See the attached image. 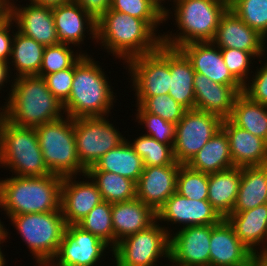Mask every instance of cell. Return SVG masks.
Masks as SVG:
<instances>
[{
	"label": "cell",
	"instance_id": "6da1fadb",
	"mask_svg": "<svg viewBox=\"0 0 267 266\" xmlns=\"http://www.w3.org/2000/svg\"><path fill=\"white\" fill-rule=\"evenodd\" d=\"M10 87L9 97L0 106V115L9 123L36 128L66 116L63 104L50 92L43 77H16Z\"/></svg>",
	"mask_w": 267,
	"mask_h": 266
},
{
	"label": "cell",
	"instance_id": "7a4b0ae2",
	"mask_svg": "<svg viewBox=\"0 0 267 266\" xmlns=\"http://www.w3.org/2000/svg\"><path fill=\"white\" fill-rule=\"evenodd\" d=\"M96 43L122 60L156 51L162 38L142 19L109 9L96 23Z\"/></svg>",
	"mask_w": 267,
	"mask_h": 266
},
{
	"label": "cell",
	"instance_id": "3957f363",
	"mask_svg": "<svg viewBox=\"0 0 267 266\" xmlns=\"http://www.w3.org/2000/svg\"><path fill=\"white\" fill-rule=\"evenodd\" d=\"M90 54H83L74 63V78L68 100L63 104L65 115L76 119L110 116L116 103L108 74Z\"/></svg>",
	"mask_w": 267,
	"mask_h": 266
},
{
	"label": "cell",
	"instance_id": "277c9868",
	"mask_svg": "<svg viewBox=\"0 0 267 266\" xmlns=\"http://www.w3.org/2000/svg\"><path fill=\"white\" fill-rule=\"evenodd\" d=\"M169 1L173 3V8L165 6L164 23L174 16L178 30L174 34L170 30L166 34L163 32L162 45L175 49L192 42H212L220 19L229 8V0Z\"/></svg>",
	"mask_w": 267,
	"mask_h": 266
},
{
	"label": "cell",
	"instance_id": "5b68a950",
	"mask_svg": "<svg viewBox=\"0 0 267 266\" xmlns=\"http://www.w3.org/2000/svg\"><path fill=\"white\" fill-rule=\"evenodd\" d=\"M63 177L49 174L40 177L9 175L0 179V209L7 218L29 213L60 210Z\"/></svg>",
	"mask_w": 267,
	"mask_h": 266
},
{
	"label": "cell",
	"instance_id": "8992f818",
	"mask_svg": "<svg viewBox=\"0 0 267 266\" xmlns=\"http://www.w3.org/2000/svg\"><path fill=\"white\" fill-rule=\"evenodd\" d=\"M14 176L40 177L51 174L47 168L35 128L19 127L0 115V169Z\"/></svg>",
	"mask_w": 267,
	"mask_h": 266
},
{
	"label": "cell",
	"instance_id": "52a82bcc",
	"mask_svg": "<svg viewBox=\"0 0 267 266\" xmlns=\"http://www.w3.org/2000/svg\"><path fill=\"white\" fill-rule=\"evenodd\" d=\"M7 219L11 220L10 224L38 264L34 266H47L56 255L66 231L67 223L61 211L22 214Z\"/></svg>",
	"mask_w": 267,
	"mask_h": 266
},
{
	"label": "cell",
	"instance_id": "ba28073f",
	"mask_svg": "<svg viewBox=\"0 0 267 266\" xmlns=\"http://www.w3.org/2000/svg\"><path fill=\"white\" fill-rule=\"evenodd\" d=\"M35 130L44 162L51 174L67 177L86 173L87 169L77 155L73 118L66 115Z\"/></svg>",
	"mask_w": 267,
	"mask_h": 266
},
{
	"label": "cell",
	"instance_id": "9c48e42d",
	"mask_svg": "<svg viewBox=\"0 0 267 266\" xmlns=\"http://www.w3.org/2000/svg\"><path fill=\"white\" fill-rule=\"evenodd\" d=\"M170 236L156 220L147 229L119 241L112 250L113 266H158L169 263Z\"/></svg>",
	"mask_w": 267,
	"mask_h": 266
},
{
	"label": "cell",
	"instance_id": "30bf717a",
	"mask_svg": "<svg viewBox=\"0 0 267 266\" xmlns=\"http://www.w3.org/2000/svg\"><path fill=\"white\" fill-rule=\"evenodd\" d=\"M128 69L130 88L135 92L136 105L147 97L169 94L170 47L161 45L156 51L136 56L125 64Z\"/></svg>",
	"mask_w": 267,
	"mask_h": 266
},
{
	"label": "cell",
	"instance_id": "8fae6325",
	"mask_svg": "<svg viewBox=\"0 0 267 266\" xmlns=\"http://www.w3.org/2000/svg\"><path fill=\"white\" fill-rule=\"evenodd\" d=\"M104 117L74 119L76 150L80 163L88 169L104 154L126 140L119 128ZM117 128V129H116Z\"/></svg>",
	"mask_w": 267,
	"mask_h": 266
},
{
	"label": "cell",
	"instance_id": "7c38bea8",
	"mask_svg": "<svg viewBox=\"0 0 267 266\" xmlns=\"http://www.w3.org/2000/svg\"><path fill=\"white\" fill-rule=\"evenodd\" d=\"M222 122L223 119L218 115L197 109L186 110L176 124L173 144L175 161L186 165L218 132Z\"/></svg>",
	"mask_w": 267,
	"mask_h": 266
},
{
	"label": "cell",
	"instance_id": "4fadbf2b",
	"mask_svg": "<svg viewBox=\"0 0 267 266\" xmlns=\"http://www.w3.org/2000/svg\"><path fill=\"white\" fill-rule=\"evenodd\" d=\"M112 250L103 240L78 225H67L58 251L47 266H97L106 253L112 254Z\"/></svg>",
	"mask_w": 267,
	"mask_h": 266
},
{
	"label": "cell",
	"instance_id": "5bb4252c",
	"mask_svg": "<svg viewBox=\"0 0 267 266\" xmlns=\"http://www.w3.org/2000/svg\"><path fill=\"white\" fill-rule=\"evenodd\" d=\"M222 219L208 200L189 199L177 192L173 193L156 213V220L161 225L166 223L162 226L169 236L175 229L177 230V226H180L178 229H182L195 225H213ZM169 225L172 227L175 225V228L170 229Z\"/></svg>",
	"mask_w": 267,
	"mask_h": 266
},
{
	"label": "cell",
	"instance_id": "9a60e30c",
	"mask_svg": "<svg viewBox=\"0 0 267 266\" xmlns=\"http://www.w3.org/2000/svg\"><path fill=\"white\" fill-rule=\"evenodd\" d=\"M212 225H195L178 229L170 235L171 266H210Z\"/></svg>",
	"mask_w": 267,
	"mask_h": 266
},
{
	"label": "cell",
	"instance_id": "2e32d148",
	"mask_svg": "<svg viewBox=\"0 0 267 266\" xmlns=\"http://www.w3.org/2000/svg\"><path fill=\"white\" fill-rule=\"evenodd\" d=\"M79 176L80 178L78 175L67 176L62 180L60 210L67 225H77L96 205L103 201L101 193L91 177L87 173L82 174V177ZM81 178L83 181L80 180Z\"/></svg>",
	"mask_w": 267,
	"mask_h": 266
},
{
	"label": "cell",
	"instance_id": "e0dca14e",
	"mask_svg": "<svg viewBox=\"0 0 267 266\" xmlns=\"http://www.w3.org/2000/svg\"><path fill=\"white\" fill-rule=\"evenodd\" d=\"M212 42L219 48H232L252 53L257 59L267 55L265 53L267 39L250 28L229 8L222 15Z\"/></svg>",
	"mask_w": 267,
	"mask_h": 266
},
{
	"label": "cell",
	"instance_id": "ac0fdd59",
	"mask_svg": "<svg viewBox=\"0 0 267 266\" xmlns=\"http://www.w3.org/2000/svg\"><path fill=\"white\" fill-rule=\"evenodd\" d=\"M209 246L210 266H253L259 260L239 240L226 218L212 225Z\"/></svg>",
	"mask_w": 267,
	"mask_h": 266
},
{
	"label": "cell",
	"instance_id": "d6986e66",
	"mask_svg": "<svg viewBox=\"0 0 267 266\" xmlns=\"http://www.w3.org/2000/svg\"><path fill=\"white\" fill-rule=\"evenodd\" d=\"M27 3L14 4L6 12L14 20L17 31L44 46L59 44L52 8Z\"/></svg>",
	"mask_w": 267,
	"mask_h": 266
},
{
	"label": "cell",
	"instance_id": "ffe728a7",
	"mask_svg": "<svg viewBox=\"0 0 267 266\" xmlns=\"http://www.w3.org/2000/svg\"><path fill=\"white\" fill-rule=\"evenodd\" d=\"M181 165L175 161L172 165L144 166L136 183V198L157 213L176 192L177 173Z\"/></svg>",
	"mask_w": 267,
	"mask_h": 266
},
{
	"label": "cell",
	"instance_id": "44dd1931",
	"mask_svg": "<svg viewBox=\"0 0 267 266\" xmlns=\"http://www.w3.org/2000/svg\"><path fill=\"white\" fill-rule=\"evenodd\" d=\"M52 13L59 43L77 46L76 48L79 47L80 52H82L81 45L84 44L85 38L89 35L88 39L90 38L96 44L97 21L79 4L72 1L56 6L52 8Z\"/></svg>",
	"mask_w": 267,
	"mask_h": 266
},
{
	"label": "cell",
	"instance_id": "7402d4cb",
	"mask_svg": "<svg viewBox=\"0 0 267 266\" xmlns=\"http://www.w3.org/2000/svg\"><path fill=\"white\" fill-rule=\"evenodd\" d=\"M195 109L228 119L232 113L236 97L243 92V85H222L205 75L195 72Z\"/></svg>",
	"mask_w": 267,
	"mask_h": 266
},
{
	"label": "cell",
	"instance_id": "603a6c76",
	"mask_svg": "<svg viewBox=\"0 0 267 266\" xmlns=\"http://www.w3.org/2000/svg\"><path fill=\"white\" fill-rule=\"evenodd\" d=\"M226 219L239 240L258 259L267 258V203L247 211L232 212Z\"/></svg>",
	"mask_w": 267,
	"mask_h": 266
},
{
	"label": "cell",
	"instance_id": "cb8c5ba5",
	"mask_svg": "<svg viewBox=\"0 0 267 266\" xmlns=\"http://www.w3.org/2000/svg\"><path fill=\"white\" fill-rule=\"evenodd\" d=\"M196 73L222 85H242L224 63L221 50L213 42H192L178 48Z\"/></svg>",
	"mask_w": 267,
	"mask_h": 266
},
{
	"label": "cell",
	"instance_id": "d4e9b609",
	"mask_svg": "<svg viewBox=\"0 0 267 266\" xmlns=\"http://www.w3.org/2000/svg\"><path fill=\"white\" fill-rule=\"evenodd\" d=\"M227 135L234 167L267 164V142L223 119L221 127Z\"/></svg>",
	"mask_w": 267,
	"mask_h": 266
},
{
	"label": "cell",
	"instance_id": "484cf974",
	"mask_svg": "<svg viewBox=\"0 0 267 266\" xmlns=\"http://www.w3.org/2000/svg\"><path fill=\"white\" fill-rule=\"evenodd\" d=\"M114 247L127 236L147 229L156 221V213L138 198L112 203Z\"/></svg>",
	"mask_w": 267,
	"mask_h": 266
},
{
	"label": "cell",
	"instance_id": "4316f807",
	"mask_svg": "<svg viewBox=\"0 0 267 266\" xmlns=\"http://www.w3.org/2000/svg\"><path fill=\"white\" fill-rule=\"evenodd\" d=\"M240 181L241 167L208 174V201L222 218L233 211Z\"/></svg>",
	"mask_w": 267,
	"mask_h": 266
},
{
	"label": "cell",
	"instance_id": "83f0119b",
	"mask_svg": "<svg viewBox=\"0 0 267 266\" xmlns=\"http://www.w3.org/2000/svg\"><path fill=\"white\" fill-rule=\"evenodd\" d=\"M194 76L187 57L179 49L170 48L169 95L186 110L195 109Z\"/></svg>",
	"mask_w": 267,
	"mask_h": 266
},
{
	"label": "cell",
	"instance_id": "f1b7e54d",
	"mask_svg": "<svg viewBox=\"0 0 267 266\" xmlns=\"http://www.w3.org/2000/svg\"><path fill=\"white\" fill-rule=\"evenodd\" d=\"M195 171L211 174L234 167L226 132H218L186 164Z\"/></svg>",
	"mask_w": 267,
	"mask_h": 266
},
{
	"label": "cell",
	"instance_id": "f546056e",
	"mask_svg": "<svg viewBox=\"0 0 267 266\" xmlns=\"http://www.w3.org/2000/svg\"><path fill=\"white\" fill-rule=\"evenodd\" d=\"M267 203V164L241 167V181L232 212L253 209Z\"/></svg>",
	"mask_w": 267,
	"mask_h": 266
},
{
	"label": "cell",
	"instance_id": "4dcf8cb0",
	"mask_svg": "<svg viewBox=\"0 0 267 266\" xmlns=\"http://www.w3.org/2000/svg\"><path fill=\"white\" fill-rule=\"evenodd\" d=\"M144 170L142 158L133 150L127 140L104 154L86 171H106L127 177L136 183Z\"/></svg>",
	"mask_w": 267,
	"mask_h": 266
},
{
	"label": "cell",
	"instance_id": "1f68e13d",
	"mask_svg": "<svg viewBox=\"0 0 267 266\" xmlns=\"http://www.w3.org/2000/svg\"><path fill=\"white\" fill-rule=\"evenodd\" d=\"M44 49V45L32 38L24 36L19 31H15L11 56L8 62L10 72L16 70L13 78L38 75L42 64Z\"/></svg>",
	"mask_w": 267,
	"mask_h": 266
},
{
	"label": "cell",
	"instance_id": "d6a6232c",
	"mask_svg": "<svg viewBox=\"0 0 267 266\" xmlns=\"http://www.w3.org/2000/svg\"><path fill=\"white\" fill-rule=\"evenodd\" d=\"M234 125L267 142V106L254 102L243 92L234 102L228 118Z\"/></svg>",
	"mask_w": 267,
	"mask_h": 266
},
{
	"label": "cell",
	"instance_id": "836d02e7",
	"mask_svg": "<svg viewBox=\"0 0 267 266\" xmlns=\"http://www.w3.org/2000/svg\"><path fill=\"white\" fill-rule=\"evenodd\" d=\"M96 183L103 201L117 203L136 198V182L106 171H86Z\"/></svg>",
	"mask_w": 267,
	"mask_h": 266
},
{
	"label": "cell",
	"instance_id": "e575fe53",
	"mask_svg": "<svg viewBox=\"0 0 267 266\" xmlns=\"http://www.w3.org/2000/svg\"><path fill=\"white\" fill-rule=\"evenodd\" d=\"M162 3V0H112L110 9L144 20L162 38L157 29L165 22L166 4Z\"/></svg>",
	"mask_w": 267,
	"mask_h": 266
},
{
	"label": "cell",
	"instance_id": "d590c367",
	"mask_svg": "<svg viewBox=\"0 0 267 266\" xmlns=\"http://www.w3.org/2000/svg\"><path fill=\"white\" fill-rule=\"evenodd\" d=\"M133 150L142 158L144 166H165L175 162L173 144H163L142 133L131 140L126 139Z\"/></svg>",
	"mask_w": 267,
	"mask_h": 266
},
{
	"label": "cell",
	"instance_id": "8d00e7d4",
	"mask_svg": "<svg viewBox=\"0 0 267 266\" xmlns=\"http://www.w3.org/2000/svg\"><path fill=\"white\" fill-rule=\"evenodd\" d=\"M112 203L102 201L96 205L77 225L103 240L114 248V229L112 226Z\"/></svg>",
	"mask_w": 267,
	"mask_h": 266
},
{
	"label": "cell",
	"instance_id": "74e56055",
	"mask_svg": "<svg viewBox=\"0 0 267 266\" xmlns=\"http://www.w3.org/2000/svg\"><path fill=\"white\" fill-rule=\"evenodd\" d=\"M72 47V45L64 43L45 46L42 64L37 76L44 77L45 75L70 68L83 54H88L87 50L86 52H80V50L72 49Z\"/></svg>",
	"mask_w": 267,
	"mask_h": 266
},
{
	"label": "cell",
	"instance_id": "f35d334b",
	"mask_svg": "<svg viewBox=\"0 0 267 266\" xmlns=\"http://www.w3.org/2000/svg\"><path fill=\"white\" fill-rule=\"evenodd\" d=\"M229 9L267 39V0H229Z\"/></svg>",
	"mask_w": 267,
	"mask_h": 266
},
{
	"label": "cell",
	"instance_id": "ab89813d",
	"mask_svg": "<svg viewBox=\"0 0 267 266\" xmlns=\"http://www.w3.org/2000/svg\"><path fill=\"white\" fill-rule=\"evenodd\" d=\"M176 192L189 199L208 200V174L181 165L177 173Z\"/></svg>",
	"mask_w": 267,
	"mask_h": 266
},
{
	"label": "cell",
	"instance_id": "60d3db41",
	"mask_svg": "<svg viewBox=\"0 0 267 266\" xmlns=\"http://www.w3.org/2000/svg\"><path fill=\"white\" fill-rule=\"evenodd\" d=\"M135 112V122L139 125H143L142 128L146 129L147 136H150L163 144H174L176 124L164 120L160 116L146 112L140 105Z\"/></svg>",
	"mask_w": 267,
	"mask_h": 266
},
{
	"label": "cell",
	"instance_id": "b9f144b4",
	"mask_svg": "<svg viewBox=\"0 0 267 266\" xmlns=\"http://www.w3.org/2000/svg\"><path fill=\"white\" fill-rule=\"evenodd\" d=\"M220 50L225 65L231 74L244 86L253 73L251 68L255 66L253 63H256L255 59L257 58L252 53L238 49L220 48Z\"/></svg>",
	"mask_w": 267,
	"mask_h": 266
},
{
	"label": "cell",
	"instance_id": "7bdbcfd3",
	"mask_svg": "<svg viewBox=\"0 0 267 266\" xmlns=\"http://www.w3.org/2000/svg\"><path fill=\"white\" fill-rule=\"evenodd\" d=\"M140 106L151 114L160 116L164 120L177 124L186 109L176 102L169 94L147 97Z\"/></svg>",
	"mask_w": 267,
	"mask_h": 266
},
{
	"label": "cell",
	"instance_id": "ee69618b",
	"mask_svg": "<svg viewBox=\"0 0 267 266\" xmlns=\"http://www.w3.org/2000/svg\"><path fill=\"white\" fill-rule=\"evenodd\" d=\"M267 57L258 60L260 67L257 68L251 75L248 82L244 85L243 93L254 102L267 106ZM266 59V60H265ZM266 62H265V61Z\"/></svg>",
	"mask_w": 267,
	"mask_h": 266
},
{
	"label": "cell",
	"instance_id": "f6af8a7d",
	"mask_svg": "<svg viewBox=\"0 0 267 266\" xmlns=\"http://www.w3.org/2000/svg\"><path fill=\"white\" fill-rule=\"evenodd\" d=\"M50 92L64 104L69 96L74 78V64L65 70H61L43 77Z\"/></svg>",
	"mask_w": 267,
	"mask_h": 266
},
{
	"label": "cell",
	"instance_id": "bcb514c9",
	"mask_svg": "<svg viewBox=\"0 0 267 266\" xmlns=\"http://www.w3.org/2000/svg\"><path fill=\"white\" fill-rule=\"evenodd\" d=\"M14 24L6 12L0 16V60L5 62H9L11 56L14 32L17 30Z\"/></svg>",
	"mask_w": 267,
	"mask_h": 266
},
{
	"label": "cell",
	"instance_id": "7dc6e473",
	"mask_svg": "<svg viewBox=\"0 0 267 266\" xmlns=\"http://www.w3.org/2000/svg\"><path fill=\"white\" fill-rule=\"evenodd\" d=\"M79 4L94 20H98L111 7L112 0H73Z\"/></svg>",
	"mask_w": 267,
	"mask_h": 266
},
{
	"label": "cell",
	"instance_id": "c3c4849f",
	"mask_svg": "<svg viewBox=\"0 0 267 266\" xmlns=\"http://www.w3.org/2000/svg\"><path fill=\"white\" fill-rule=\"evenodd\" d=\"M13 72H10V67L8 62L0 60V91H4L3 88L13 84ZM11 78V80H9ZM6 85V86H5Z\"/></svg>",
	"mask_w": 267,
	"mask_h": 266
},
{
	"label": "cell",
	"instance_id": "681fc988",
	"mask_svg": "<svg viewBox=\"0 0 267 266\" xmlns=\"http://www.w3.org/2000/svg\"><path fill=\"white\" fill-rule=\"evenodd\" d=\"M73 0H29L28 2L36 4V5H41V6H46V7H56L60 5L67 4L69 2H72Z\"/></svg>",
	"mask_w": 267,
	"mask_h": 266
},
{
	"label": "cell",
	"instance_id": "f907efd6",
	"mask_svg": "<svg viewBox=\"0 0 267 266\" xmlns=\"http://www.w3.org/2000/svg\"><path fill=\"white\" fill-rule=\"evenodd\" d=\"M8 231L6 225H4V222H1L0 219V243H6V240L10 238V233Z\"/></svg>",
	"mask_w": 267,
	"mask_h": 266
},
{
	"label": "cell",
	"instance_id": "816d5d0a",
	"mask_svg": "<svg viewBox=\"0 0 267 266\" xmlns=\"http://www.w3.org/2000/svg\"><path fill=\"white\" fill-rule=\"evenodd\" d=\"M15 1V2H14ZM18 0H0V9L7 12Z\"/></svg>",
	"mask_w": 267,
	"mask_h": 266
},
{
	"label": "cell",
	"instance_id": "f5cc1de1",
	"mask_svg": "<svg viewBox=\"0 0 267 266\" xmlns=\"http://www.w3.org/2000/svg\"><path fill=\"white\" fill-rule=\"evenodd\" d=\"M3 243H0V266H6L5 264H7L6 262V259H5V256L4 255V251L2 250V245Z\"/></svg>",
	"mask_w": 267,
	"mask_h": 266
},
{
	"label": "cell",
	"instance_id": "db71d44e",
	"mask_svg": "<svg viewBox=\"0 0 267 266\" xmlns=\"http://www.w3.org/2000/svg\"><path fill=\"white\" fill-rule=\"evenodd\" d=\"M253 266H267V261L265 259H259Z\"/></svg>",
	"mask_w": 267,
	"mask_h": 266
},
{
	"label": "cell",
	"instance_id": "11a10c76",
	"mask_svg": "<svg viewBox=\"0 0 267 266\" xmlns=\"http://www.w3.org/2000/svg\"><path fill=\"white\" fill-rule=\"evenodd\" d=\"M4 12L0 9V16L3 14Z\"/></svg>",
	"mask_w": 267,
	"mask_h": 266
}]
</instances>
